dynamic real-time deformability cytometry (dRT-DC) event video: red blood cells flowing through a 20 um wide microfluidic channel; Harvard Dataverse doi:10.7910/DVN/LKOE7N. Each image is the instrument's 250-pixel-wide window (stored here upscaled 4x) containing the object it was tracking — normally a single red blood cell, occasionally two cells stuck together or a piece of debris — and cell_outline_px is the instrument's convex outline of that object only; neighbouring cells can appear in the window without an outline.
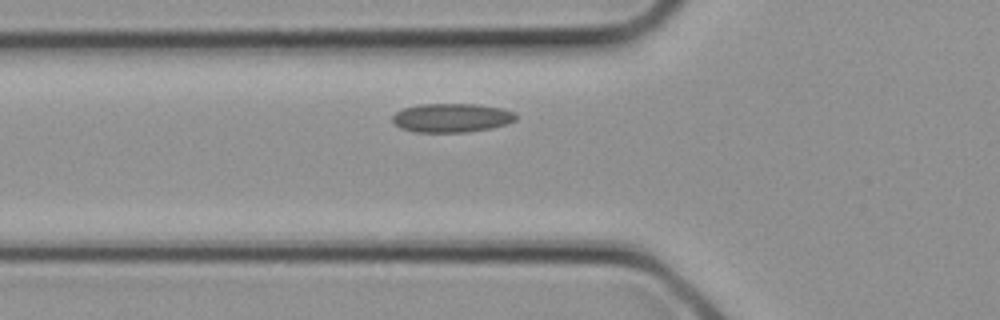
{"species": "common noctule bat (a hibernating species)", "species_latin": "Nyctalus noctula", "temperature_condition": "cold", "stored_images_in_passage": 5, "segment_of_instrument_passage": [1, 2], "camera_frame_rate_fps": 3000, "um_per_image_px": 0.085, "animal": {"sex": "female", "body_mass_g": 21.9}, "frame": {"image": 1, "passage_image": 4, "time_ms": 1.0, "image_size_px": [1000, 320], "cell_outline_px": [[516, 120], [492, 128], [468, 132], [412, 132], [400, 128], [392, 120], [392, 116], [396, 112], [404, 108], [420, 104], [476, 104], [504, 108], [512, 112], [516, 116]], "centroid_in_image_um": [38.37, 10.01], "position_along_channel_um": 87.4, "area_um2": 20.81}}